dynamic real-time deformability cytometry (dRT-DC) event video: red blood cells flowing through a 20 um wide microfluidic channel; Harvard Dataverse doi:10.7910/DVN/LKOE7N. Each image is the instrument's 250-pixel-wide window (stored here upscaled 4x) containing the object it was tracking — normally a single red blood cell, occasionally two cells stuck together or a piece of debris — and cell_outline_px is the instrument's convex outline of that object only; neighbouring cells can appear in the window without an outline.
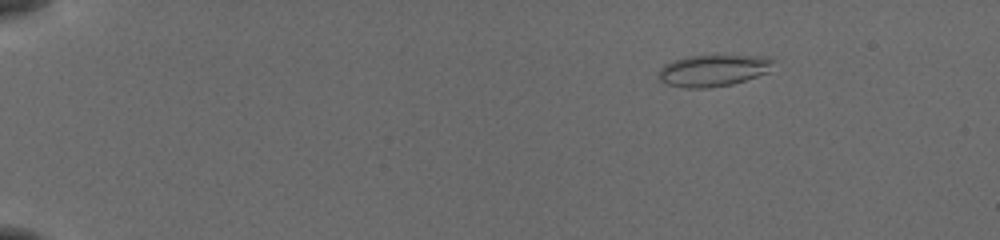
{"species": "common noctule bat (a hibernating species)", "species_latin": "Nyctalus noctula", "temperature_condition": "cold", "stored_images_in_passage": 47, "camera_frame_rate_fps": 3000, "um_per_image_px": 0.085, "animal": {"sex": "female", "body_mass_g": 19.5, "forearm_length_mm": 54.1}, "frame": {"image": 1, "passage_image": 1, "time_ms": 0.0, "image_size_px": [1000, 240], "cell_outline_px": [[772, 60], [768, 72], [732, 84], [708, 88], [684, 88], [664, 84], [660, 80], [660, 68], [664, 64], [672, 60], [688, 56], [768, 56]], "centroid_in_image_um": [60.56, 6.0], "position_along_channel_um": 24.4, "area_um2": 20.92}}
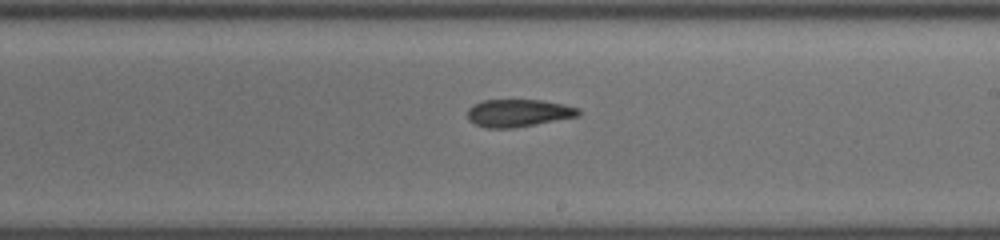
{"frame": {"image": 2, "passage_image": 27, "time_ms": 8.667, "image_size_px": [1000, 240], "cell_outline_px": [[580, 116], [512, 128], [488, 128], [476, 124], [468, 120], [468, 108], [472, 104], [484, 100], [540, 100], [564, 104], [580, 108]], "centroid_in_image_um": [44.06, 9.6], "position_along_channel_um": 244.9, "area_um2": 17.8}}
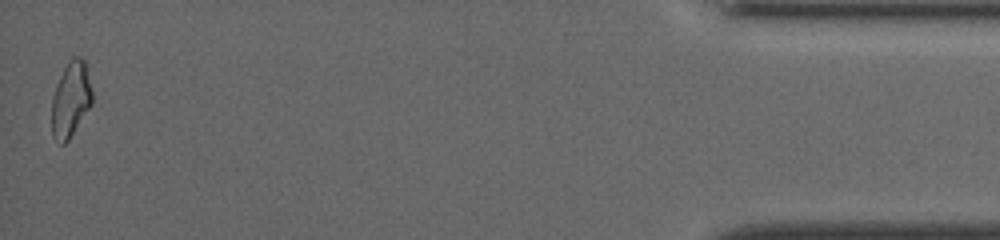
{"frame": {"image": 3, "passage_image": 47, "time_ms": 15.333, "image_size_px": [1000, 240], "cell_outline_px": [[92, 104], [68, 140], [64, 144], [60, 144], [52, 136], [52, 96], [56, 84], [68, 60], [72, 56], [80, 56], [84, 60], [92, 92]], "centroid_in_image_um": [6.0, 8.44], "position_along_channel_um": 429.2, "area_um2": 17.69}, "authors_computed_cell_mechanics": {"area_um2": 18.1492, "velocity_mm_per_s": 3.8946, "shape_relaxation_time_tau1_ms": 8.1452, "shape_relaxation_time_tau2_ms": 7.3094, "deformation_change_tau1": 0.169, "deformation_change_tau2": 0.1549}}